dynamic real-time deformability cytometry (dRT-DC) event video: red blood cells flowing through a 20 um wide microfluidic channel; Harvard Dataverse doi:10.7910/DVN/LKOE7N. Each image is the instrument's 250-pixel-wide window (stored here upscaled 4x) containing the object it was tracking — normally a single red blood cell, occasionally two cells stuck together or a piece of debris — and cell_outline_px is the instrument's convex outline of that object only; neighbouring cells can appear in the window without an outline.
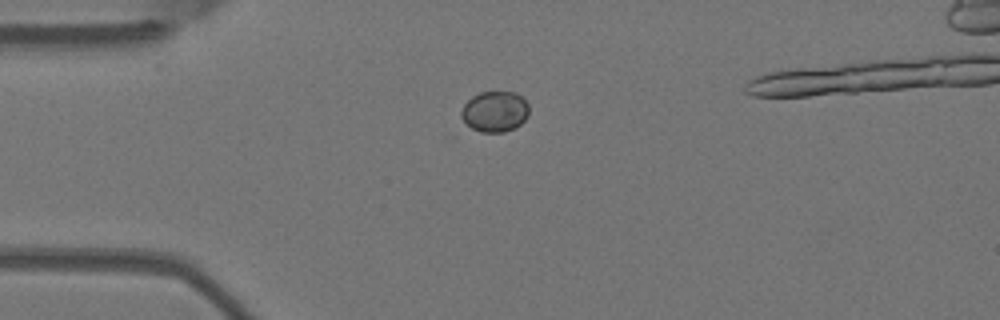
{"species": "Egyptian fruit bat (a non-hibernating species)", "species_latin": "Rousettus aegyptiacus", "temperature_condition": "warm", "stored_images_in_passage": 6, "segment_of_instrument_passage": [1, 2], "camera_frame_rate_fps": 3000, "um_per_image_px": 0.085, "animal": {"sex": "female"}, "frame": {"image": 1, "passage_image": 1, "time_ms": 0.0, "image_size_px": [1000, 320], "cell_outline_px": [[528, 116], [516, 128], [504, 132], [480, 132], [472, 128], [460, 116], [460, 112], [464, 104], [472, 96], [480, 92], [516, 92], [528, 104]], "centroid_in_image_um": [42.06, 9.48], "position_along_channel_um": 42.9, "area_um2": 16.07}}
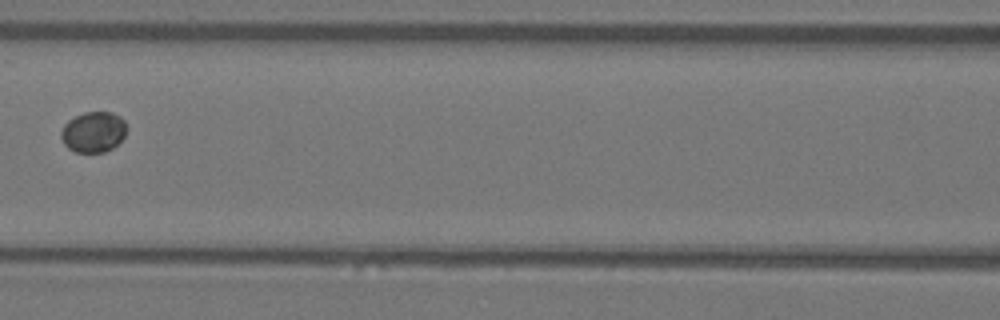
{"frame": {"image": 2, "passage_image": 4, "time_ms": 1.0, "image_size_px": [1000, 320], "cell_outline_px": [[124, 136], [112, 148], [104, 152], [76, 152], [68, 148], [64, 144], [60, 136], [60, 132], [64, 124], [68, 120], [84, 112], [112, 112], [120, 116], [124, 120]], "centroid_in_image_um": [7.9, 11.21], "position_along_channel_um": 158.7, "area_um2": 15.37}}
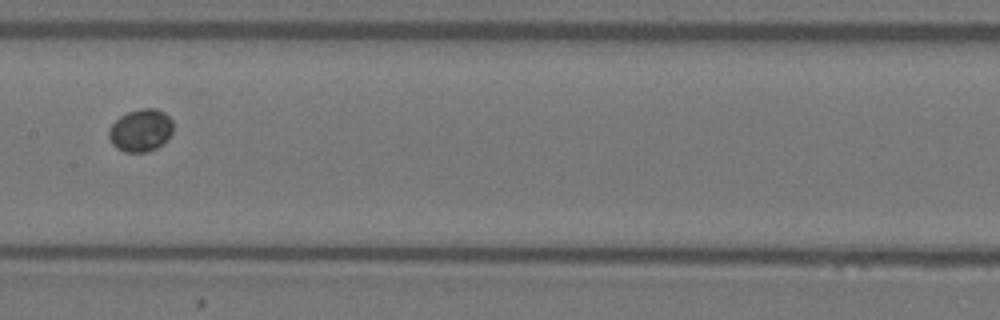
{"frame": {"image": 3, "passage_image": 5, "time_ms": 1.333, "image_size_px": [1000, 320], "cell_outline_px": [[172, 132], [164, 144], [156, 148], [144, 152], [124, 152], [116, 148], [112, 144], [108, 136], [108, 128], [120, 116], [128, 112], [144, 108], [156, 108], [164, 112], [172, 120]], "centroid_in_image_um": [11.95, 11.08], "position_along_channel_um": 195.5, "area_um2": 16.01}}